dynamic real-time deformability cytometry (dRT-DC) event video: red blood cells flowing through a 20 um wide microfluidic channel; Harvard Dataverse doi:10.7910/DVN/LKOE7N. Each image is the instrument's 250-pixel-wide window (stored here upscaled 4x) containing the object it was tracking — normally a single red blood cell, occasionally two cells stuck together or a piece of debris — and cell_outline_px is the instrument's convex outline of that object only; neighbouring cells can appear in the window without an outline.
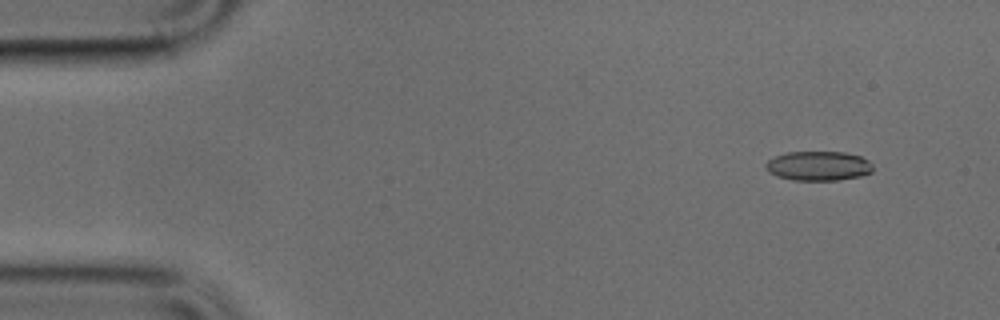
{"species": "common noctule bat (a hibernating species)", "species_latin": "Nyctalus noctula", "temperature_condition": "cold", "stored_images_in_passage": 41, "camera_frame_rate_fps": 3000, "um_per_image_px": 0.085, "animal": {"sex": "male", "body_mass_g": 17.9, "forearm_length_mm": 54.2}, "frame": {"image": 1, "passage_image": 3, "time_ms": 0.667, "image_size_px": [1000, 320], "cell_outline_px": [[872, 172], [860, 176], [836, 180], [792, 180], [776, 176], [768, 172], [764, 164], [768, 160], [776, 156], [788, 152], [844, 152], [860, 156], [868, 160], [872, 164]], "centroid_in_image_um": [69.55, 14.1], "position_along_channel_um": 15.5, "area_um2": 18.38}}
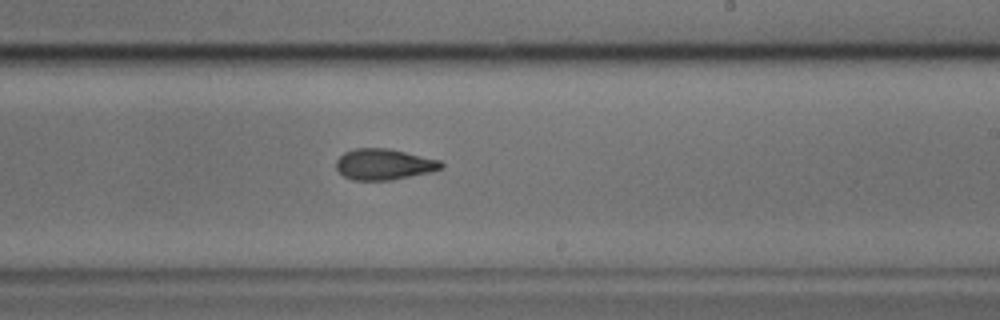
{"frame": {"image": 2, "passage_image": 28, "time_ms": 9.0, "image_size_px": [1000, 320], "cell_outline_px": [[444, 168], [428, 172], [392, 180], [352, 180], [344, 176], [336, 168], [336, 160], [344, 152], [356, 148], [388, 148], [440, 160], [444, 164]], "centroid_in_image_um": [32.63, 13.96], "position_along_channel_um": 256.4, "area_um2": 18.9}}
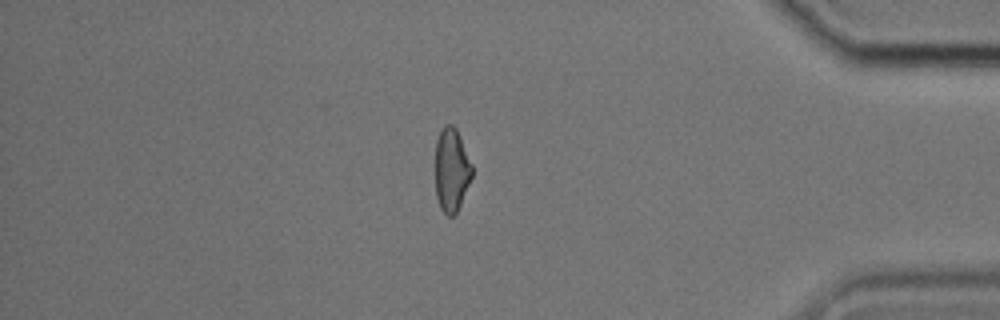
{"frame": {"image": 3, "passage_image": 41, "time_ms": 13.333, "image_size_px": [1000, 320], "cell_outline_px": [[472, 176], [460, 204], [456, 212], [452, 216], [448, 216], [440, 208], [436, 196], [436, 140], [440, 128], [444, 124], [452, 124], [456, 128], [472, 164]], "centroid_in_image_um": [38.37, 14.4], "position_along_channel_um": 396.8, "area_um2": 17.8}}